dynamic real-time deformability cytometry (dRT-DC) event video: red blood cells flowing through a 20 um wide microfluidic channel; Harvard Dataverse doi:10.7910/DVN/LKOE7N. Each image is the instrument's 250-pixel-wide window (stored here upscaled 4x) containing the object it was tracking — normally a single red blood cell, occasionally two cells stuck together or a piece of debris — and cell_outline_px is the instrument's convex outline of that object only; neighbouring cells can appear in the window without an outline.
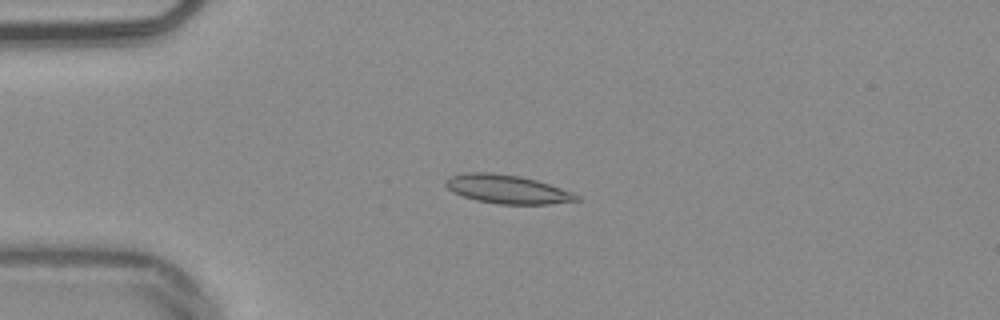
{"species": "common noctule bat (a hibernating species)", "species_latin": "Nyctalus noctula", "temperature_condition": "warm", "stored_images_in_passage": 53, "camera_frame_rate_fps": 3000, "um_per_image_px": 0.085, "animal": {"sex": "male", "body_mass_g": 20.4}, "frame": {"image": 1, "passage_image": 13, "time_ms": 4.0, "image_size_px": [1000, 320], "cell_outline_px": [[580, 200], [548, 204], [500, 204], [476, 200], [464, 196], [448, 188], [444, 184], [444, 180], [448, 176], [464, 172], [488, 172], [520, 176], [536, 180], [572, 192], [580, 196]], "centroid_in_image_um": [43.09, 16.07], "position_along_channel_um": 41.9, "area_um2": 21.73}}
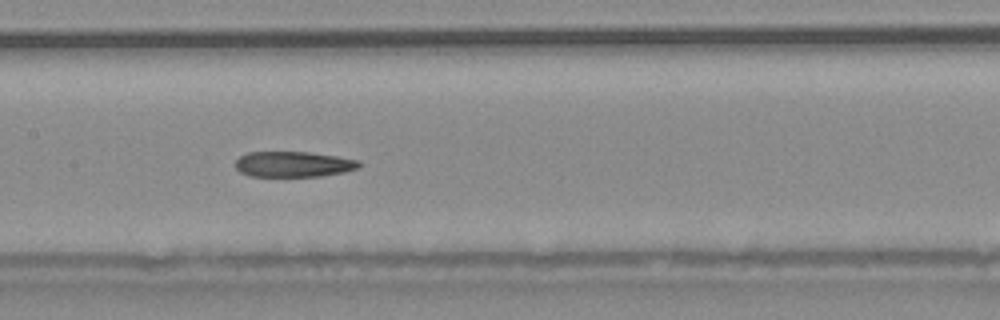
{"frame": {"image": 2, "passage_image": 26, "time_ms": 8.333, "image_size_px": [1000, 320], "cell_outline_px": [[360, 164], [356, 168], [340, 172], [320, 176], [248, 176], [240, 172], [236, 168], [236, 160], [240, 156], [248, 152], [308, 152], [336, 156], [360, 160]], "centroid_in_image_um": [24.89, 13.95], "position_along_channel_um": 182.5, "area_um2": 18.21}}
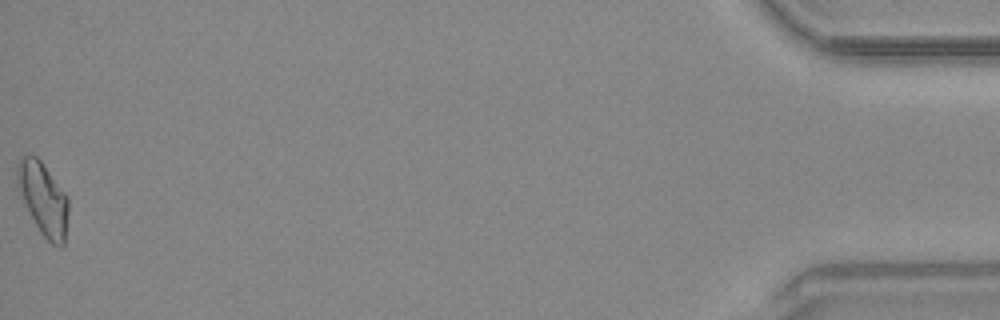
{"frame": {"image": 3, "passage_image": 53, "time_ms": 17.333, "image_size_px": [1000, 320], "cell_outline_px": [[68, 212], [64, 244], [60, 248], [52, 244], [40, 232], [24, 200], [16, 180], [16, 164], [24, 156], [36, 156], [40, 160], [68, 196]], "centroid_in_image_um": [3.7, 16.9], "position_along_channel_um": 431.5, "area_um2": 21.15}, "authors_computed_cell_mechanics": {"area_um2": 20.0566, "velocity_mm_per_s": 3.8589, "shape_relaxation_time_tau1_ms": null, "shape_relaxation_time_tau2_ms": 7.5255, "deformation_change_tau1": null, "deformation_change_tau2": 0.1623}}